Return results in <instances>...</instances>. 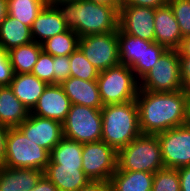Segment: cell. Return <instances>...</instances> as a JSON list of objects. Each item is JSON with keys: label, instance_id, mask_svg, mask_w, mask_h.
I'll list each match as a JSON object with an SVG mask.
<instances>
[{"label": "cell", "instance_id": "obj_3", "mask_svg": "<svg viewBox=\"0 0 190 191\" xmlns=\"http://www.w3.org/2000/svg\"><path fill=\"white\" fill-rule=\"evenodd\" d=\"M102 139L116 151L126 146L140 134L136 101L107 104L101 109Z\"/></svg>", "mask_w": 190, "mask_h": 191}, {"label": "cell", "instance_id": "obj_46", "mask_svg": "<svg viewBox=\"0 0 190 191\" xmlns=\"http://www.w3.org/2000/svg\"><path fill=\"white\" fill-rule=\"evenodd\" d=\"M70 1H77V0H49V4H54V3H62V2H70Z\"/></svg>", "mask_w": 190, "mask_h": 191}, {"label": "cell", "instance_id": "obj_19", "mask_svg": "<svg viewBox=\"0 0 190 191\" xmlns=\"http://www.w3.org/2000/svg\"><path fill=\"white\" fill-rule=\"evenodd\" d=\"M30 29L33 41L41 44L48 38L65 32L68 27L56 7L47 4L38 14Z\"/></svg>", "mask_w": 190, "mask_h": 191}, {"label": "cell", "instance_id": "obj_44", "mask_svg": "<svg viewBox=\"0 0 190 191\" xmlns=\"http://www.w3.org/2000/svg\"><path fill=\"white\" fill-rule=\"evenodd\" d=\"M8 14L7 0H0V24Z\"/></svg>", "mask_w": 190, "mask_h": 191}, {"label": "cell", "instance_id": "obj_4", "mask_svg": "<svg viewBox=\"0 0 190 191\" xmlns=\"http://www.w3.org/2000/svg\"><path fill=\"white\" fill-rule=\"evenodd\" d=\"M165 168L157 135L140 134L117 151V169L155 173Z\"/></svg>", "mask_w": 190, "mask_h": 191}, {"label": "cell", "instance_id": "obj_40", "mask_svg": "<svg viewBox=\"0 0 190 191\" xmlns=\"http://www.w3.org/2000/svg\"><path fill=\"white\" fill-rule=\"evenodd\" d=\"M78 191H110V185L104 181H89Z\"/></svg>", "mask_w": 190, "mask_h": 191}, {"label": "cell", "instance_id": "obj_1", "mask_svg": "<svg viewBox=\"0 0 190 191\" xmlns=\"http://www.w3.org/2000/svg\"><path fill=\"white\" fill-rule=\"evenodd\" d=\"M135 101L141 134L157 135L186 124L188 96L185 89L165 93L139 89Z\"/></svg>", "mask_w": 190, "mask_h": 191}, {"label": "cell", "instance_id": "obj_10", "mask_svg": "<svg viewBox=\"0 0 190 191\" xmlns=\"http://www.w3.org/2000/svg\"><path fill=\"white\" fill-rule=\"evenodd\" d=\"M117 169V151L103 141L83 144L82 170L91 181L109 183Z\"/></svg>", "mask_w": 190, "mask_h": 191}, {"label": "cell", "instance_id": "obj_24", "mask_svg": "<svg viewBox=\"0 0 190 191\" xmlns=\"http://www.w3.org/2000/svg\"><path fill=\"white\" fill-rule=\"evenodd\" d=\"M32 41L30 27L7 14L0 24V46L8 52Z\"/></svg>", "mask_w": 190, "mask_h": 191}, {"label": "cell", "instance_id": "obj_28", "mask_svg": "<svg viewBox=\"0 0 190 191\" xmlns=\"http://www.w3.org/2000/svg\"><path fill=\"white\" fill-rule=\"evenodd\" d=\"M7 5L8 15L31 28L47 4L43 0H7Z\"/></svg>", "mask_w": 190, "mask_h": 191}, {"label": "cell", "instance_id": "obj_23", "mask_svg": "<svg viewBox=\"0 0 190 191\" xmlns=\"http://www.w3.org/2000/svg\"><path fill=\"white\" fill-rule=\"evenodd\" d=\"M153 173L116 170L109 181L110 191H151Z\"/></svg>", "mask_w": 190, "mask_h": 191}, {"label": "cell", "instance_id": "obj_36", "mask_svg": "<svg viewBox=\"0 0 190 191\" xmlns=\"http://www.w3.org/2000/svg\"><path fill=\"white\" fill-rule=\"evenodd\" d=\"M168 4V0H122L121 6H139L157 9Z\"/></svg>", "mask_w": 190, "mask_h": 191}, {"label": "cell", "instance_id": "obj_6", "mask_svg": "<svg viewBox=\"0 0 190 191\" xmlns=\"http://www.w3.org/2000/svg\"><path fill=\"white\" fill-rule=\"evenodd\" d=\"M50 153L29 140L18 127L9 128L6 143L5 167L44 171Z\"/></svg>", "mask_w": 190, "mask_h": 191}, {"label": "cell", "instance_id": "obj_37", "mask_svg": "<svg viewBox=\"0 0 190 191\" xmlns=\"http://www.w3.org/2000/svg\"><path fill=\"white\" fill-rule=\"evenodd\" d=\"M180 71L183 88L190 85V57H180Z\"/></svg>", "mask_w": 190, "mask_h": 191}, {"label": "cell", "instance_id": "obj_34", "mask_svg": "<svg viewBox=\"0 0 190 191\" xmlns=\"http://www.w3.org/2000/svg\"><path fill=\"white\" fill-rule=\"evenodd\" d=\"M54 62V84H62L71 77V67L69 56H55Z\"/></svg>", "mask_w": 190, "mask_h": 191}, {"label": "cell", "instance_id": "obj_25", "mask_svg": "<svg viewBox=\"0 0 190 191\" xmlns=\"http://www.w3.org/2000/svg\"><path fill=\"white\" fill-rule=\"evenodd\" d=\"M41 51V44L34 41L9 50L8 57L14 73H31Z\"/></svg>", "mask_w": 190, "mask_h": 191}, {"label": "cell", "instance_id": "obj_47", "mask_svg": "<svg viewBox=\"0 0 190 191\" xmlns=\"http://www.w3.org/2000/svg\"><path fill=\"white\" fill-rule=\"evenodd\" d=\"M188 98H190V85L185 89Z\"/></svg>", "mask_w": 190, "mask_h": 191}, {"label": "cell", "instance_id": "obj_17", "mask_svg": "<svg viewBox=\"0 0 190 191\" xmlns=\"http://www.w3.org/2000/svg\"><path fill=\"white\" fill-rule=\"evenodd\" d=\"M117 34L120 64L131 68L140 80L143 77L144 46L149 41L123 33L119 28Z\"/></svg>", "mask_w": 190, "mask_h": 191}, {"label": "cell", "instance_id": "obj_35", "mask_svg": "<svg viewBox=\"0 0 190 191\" xmlns=\"http://www.w3.org/2000/svg\"><path fill=\"white\" fill-rule=\"evenodd\" d=\"M14 74L8 52L0 46V86H10Z\"/></svg>", "mask_w": 190, "mask_h": 191}, {"label": "cell", "instance_id": "obj_8", "mask_svg": "<svg viewBox=\"0 0 190 191\" xmlns=\"http://www.w3.org/2000/svg\"><path fill=\"white\" fill-rule=\"evenodd\" d=\"M62 127L63 137L80 142L81 144L101 141V109L71 104Z\"/></svg>", "mask_w": 190, "mask_h": 191}, {"label": "cell", "instance_id": "obj_39", "mask_svg": "<svg viewBox=\"0 0 190 191\" xmlns=\"http://www.w3.org/2000/svg\"><path fill=\"white\" fill-rule=\"evenodd\" d=\"M177 170L181 191H190V166L180 167Z\"/></svg>", "mask_w": 190, "mask_h": 191}, {"label": "cell", "instance_id": "obj_30", "mask_svg": "<svg viewBox=\"0 0 190 191\" xmlns=\"http://www.w3.org/2000/svg\"><path fill=\"white\" fill-rule=\"evenodd\" d=\"M151 191H181L178 170L162 168L156 171Z\"/></svg>", "mask_w": 190, "mask_h": 191}, {"label": "cell", "instance_id": "obj_41", "mask_svg": "<svg viewBox=\"0 0 190 191\" xmlns=\"http://www.w3.org/2000/svg\"><path fill=\"white\" fill-rule=\"evenodd\" d=\"M31 191H58V189L45 175H43Z\"/></svg>", "mask_w": 190, "mask_h": 191}, {"label": "cell", "instance_id": "obj_20", "mask_svg": "<svg viewBox=\"0 0 190 191\" xmlns=\"http://www.w3.org/2000/svg\"><path fill=\"white\" fill-rule=\"evenodd\" d=\"M44 171L28 168H0V191H31Z\"/></svg>", "mask_w": 190, "mask_h": 191}, {"label": "cell", "instance_id": "obj_32", "mask_svg": "<svg viewBox=\"0 0 190 191\" xmlns=\"http://www.w3.org/2000/svg\"><path fill=\"white\" fill-rule=\"evenodd\" d=\"M31 73L47 84H54L53 56L42 50Z\"/></svg>", "mask_w": 190, "mask_h": 191}, {"label": "cell", "instance_id": "obj_18", "mask_svg": "<svg viewBox=\"0 0 190 191\" xmlns=\"http://www.w3.org/2000/svg\"><path fill=\"white\" fill-rule=\"evenodd\" d=\"M44 175L57 187L58 191H78L91 181L82 170V166H62L47 164Z\"/></svg>", "mask_w": 190, "mask_h": 191}, {"label": "cell", "instance_id": "obj_48", "mask_svg": "<svg viewBox=\"0 0 190 191\" xmlns=\"http://www.w3.org/2000/svg\"><path fill=\"white\" fill-rule=\"evenodd\" d=\"M46 4H49V0H43Z\"/></svg>", "mask_w": 190, "mask_h": 191}, {"label": "cell", "instance_id": "obj_16", "mask_svg": "<svg viewBox=\"0 0 190 191\" xmlns=\"http://www.w3.org/2000/svg\"><path fill=\"white\" fill-rule=\"evenodd\" d=\"M61 86L69 97L71 104L84 105L86 107L102 109L103 102L99 93L97 80H82L70 77Z\"/></svg>", "mask_w": 190, "mask_h": 191}, {"label": "cell", "instance_id": "obj_11", "mask_svg": "<svg viewBox=\"0 0 190 191\" xmlns=\"http://www.w3.org/2000/svg\"><path fill=\"white\" fill-rule=\"evenodd\" d=\"M165 168L190 166V126L187 124L157 134Z\"/></svg>", "mask_w": 190, "mask_h": 191}, {"label": "cell", "instance_id": "obj_5", "mask_svg": "<svg viewBox=\"0 0 190 191\" xmlns=\"http://www.w3.org/2000/svg\"><path fill=\"white\" fill-rule=\"evenodd\" d=\"M97 84L103 105L136 100L139 91V80L124 64L100 71Z\"/></svg>", "mask_w": 190, "mask_h": 191}, {"label": "cell", "instance_id": "obj_27", "mask_svg": "<svg viewBox=\"0 0 190 191\" xmlns=\"http://www.w3.org/2000/svg\"><path fill=\"white\" fill-rule=\"evenodd\" d=\"M79 36L72 30L48 38L41 43L42 50L51 56H70L78 48Z\"/></svg>", "mask_w": 190, "mask_h": 191}, {"label": "cell", "instance_id": "obj_29", "mask_svg": "<svg viewBox=\"0 0 190 191\" xmlns=\"http://www.w3.org/2000/svg\"><path fill=\"white\" fill-rule=\"evenodd\" d=\"M71 77L82 80H97L99 71L85 58L78 47L70 56Z\"/></svg>", "mask_w": 190, "mask_h": 191}, {"label": "cell", "instance_id": "obj_33", "mask_svg": "<svg viewBox=\"0 0 190 191\" xmlns=\"http://www.w3.org/2000/svg\"><path fill=\"white\" fill-rule=\"evenodd\" d=\"M167 50L163 45L157 42L149 41L144 46L143 54V76L147 74L160 59L161 55Z\"/></svg>", "mask_w": 190, "mask_h": 191}, {"label": "cell", "instance_id": "obj_26", "mask_svg": "<svg viewBox=\"0 0 190 191\" xmlns=\"http://www.w3.org/2000/svg\"><path fill=\"white\" fill-rule=\"evenodd\" d=\"M83 144L63 137L50 151L49 162L62 166H82Z\"/></svg>", "mask_w": 190, "mask_h": 191}, {"label": "cell", "instance_id": "obj_12", "mask_svg": "<svg viewBox=\"0 0 190 191\" xmlns=\"http://www.w3.org/2000/svg\"><path fill=\"white\" fill-rule=\"evenodd\" d=\"M154 8L120 6L118 28L126 34L147 41H155Z\"/></svg>", "mask_w": 190, "mask_h": 191}, {"label": "cell", "instance_id": "obj_21", "mask_svg": "<svg viewBox=\"0 0 190 191\" xmlns=\"http://www.w3.org/2000/svg\"><path fill=\"white\" fill-rule=\"evenodd\" d=\"M48 84L32 73L14 74L10 87L19 101L31 111Z\"/></svg>", "mask_w": 190, "mask_h": 191}, {"label": "cell", "instance_id": "obj_15", "mask_svg": "<svg viewBox=\"0 0 190 191\" xmlns=\"http://www.w3.org/2000/svg\"><path fill=\"white\" fill-rule=\"evenodd\" d=\"M154 26L155 42L167 49L178 50L180 48L183 37L169 4L155 10Z\"/></svg>", "mask_w": 190, "mask_h": 191}, {"label": "cell", "instance_id": "obj_31", "mask_svg": "<svg viewBox=\"0 0 190 191\" xmlns=\"http://www.w3.org/2000/svg\"><path fill=\"white\" fill-rule=\"evenodd\" d=\"M178 22L182 37L190 36V0H168Z\"/></svg>", "mask_w": 190, "mask_h": 191}, {"label": "cell", "instance_id": "obj_42", "mask_svg": "<svg viewBox=\"0 0 190 191\" xmlns=\"http://www.w3.org/2000/svg\"><path fill=\"white\" fill-rule=\"evenodd\" d=\"M178 51L180 53V57H190V36L182 39V43Z\"/></svg>", "mask_w": 190, "mask_h": 191}, {"label": "cell", "instance_id": "obj_38", "mask_svg": "<svg viewBox=\"0 0 190 191\" xmlns=\"http://www.w3.org/2000/svg\"><path fill=\"white\" fill-rule=\"evenodd\" d=\"M9 127L0 124V168L4 166Z\"/></svg>", "mask_w": 190, "mask_h": 191}, {"label": "cell", "instance_id": "obj_45", "mask_svg": "<svg viewBox=\"0 0 190 191\" xmlns=\"http://www.w3.org/2000/svg\"><path fill=\"white\" fill-rule=\"evenodd\" d=\"M186 124H187L188 126H190V98H188V102H187Z\"/></svg>", "mask_w": 190, "mask_h": 191}, {"label": "cell", "instance_id": "obj_7", "mask_svg": "<svg viewBox=\"0 0 190 191\" xmlns=\"http://www.w3.org/2000/svg\"><path fill=\"white\" fill-rule=\"evenodd\" d=\"M139 89L161 93L183 90L179 51L167 49L155 66L139 80Z\"/></svg>", "mask_w": 190, "mask_h": 191}, {"label": "cell", "instance_id": "obj_22", "mask_svg": "<svg viewBox=\"0 0 190 191\" xmlns=\"http://www.w3.org/2000/svg\"><path fill=\"white\" fill-rule=\"evenodd\" d=\"M29 114L30 111L14 95L10 86H0V124L18 127Z\"/></svg>", "mask_w": 190, "mask_h": 191}, {"label": "cell", "instance_id": "obj_14", "mask_svg": "<svg viewBox=\"0 0 190 191\" xmlns=\"http://www.w3.org/2000/svg\"><path fill=\"white\" fill-rule=\"evenodd\" d=\"M70 107L71 101L61 84H48L30 113L63 123Z\"/></svg>", "mask_w": 190, "mask_h": 191}, {"label": "cell", "instance_id": "obj_9", "mask_svg": "<svg viewBox=\"0 0 190 191\" xmlns=\"http://www.w3.org/2000/svg\"><path fill=\"white\" fill-rule=\"evenodd\" d=\"M78 47L99 72L120 64L117 31L81 37Z\"/></svg>", "mask_w": 190, "mask_h": 191}, {"label": "cell", "instance_id": "obj_2", "mask_svg": "<svg viewBox=\"0 0 190 191\" xmlns=\"http://www.w3.org/2000/svg\"><path fill=\"white\" fill-rule=\"evenodd\" d=\"M65 25L79 38L87 35L103 34L118 30L119 11L110 5L87 0L53 4Z\"/></svg>", "mask_w": 190, "mask_h": 191}, {"label": "cell", "instance_id": "obj_13", "mask_svg": "<svg viewBox=\"0 0 190 191\" xmlns=\"http://www.w3.org/2000/svg\"><path fill=\"white\" fill-rule=\"evenodd\" d=\"M18 128L29 140L46 149L49 153L63 138L61 122L38 117L31 113Z\"/></svg>", "mask_w": 190, "mask_h": 191}, {"label": "cell", "instance_id": "obj_43", "mask_svg": "<svg viewBox=\"0 0 190 191\" xmlns=\"http://www.w3.org/2000/svg\"><path fill=\"white\" fill-rule=\"evenodd\" d=\"M87 1L110 5V6L115 7L118 11H119L120 6L122 5V0H87Z\"/></svg>", "mask_w": 190, "mask_h": 191}]
</instances>
